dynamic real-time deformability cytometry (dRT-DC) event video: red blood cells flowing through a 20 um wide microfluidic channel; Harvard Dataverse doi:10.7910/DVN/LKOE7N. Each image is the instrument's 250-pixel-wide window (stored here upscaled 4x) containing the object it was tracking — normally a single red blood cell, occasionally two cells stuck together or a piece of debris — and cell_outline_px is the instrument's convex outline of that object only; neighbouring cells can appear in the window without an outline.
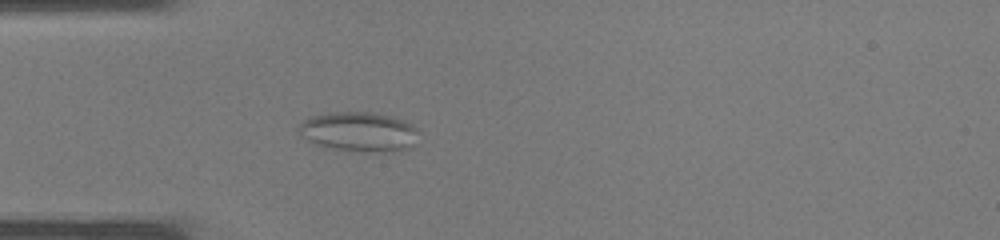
{"species": "common noctule bat (a hibernating species)", "species_latin": "Nyctalus noctula", "temperature_condition": "warm", "stored_images_in_passage": 36, "camera_frame_rate_fps": 3000, "um_per_image_px": 0.085, "animal": {"sex": "male", "body_mass_g": 19.0, "forearm_length_mm": 50.8}, "frame": {"image": 1, "passage_image": 10, "time_ms": 3.0, "image_size_px": [1000, 240], "cell_outline_px": [[416, 132], [408, 148], [392, 152], [348, 152], [328, 148], [316, 144], [308, 140], [296, 128], [304, 120], [312, 116], [332, 112], [372, 112], [392, 116], [404, 120], [412, 124], [416, 128]], "centroid_in_image_um": [30.47, 11.21], "position_along_channel_um": 54.5, "area_um2": 27.69}}
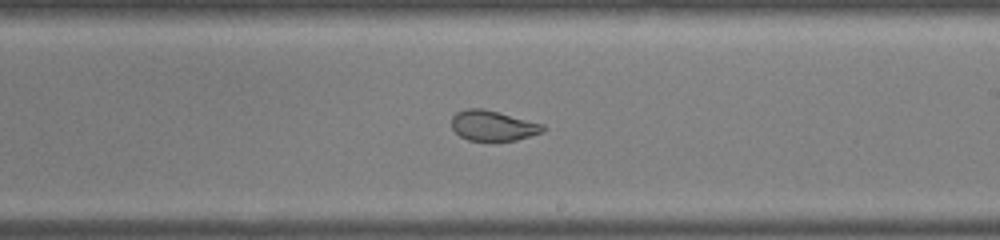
{"frame": {"image": 2, "passage_image": 21, "time_ms": 6.667, "image_size_px": [1000, 240], "cell_outline_px": [[544, 132], [516, 140], [468, 140], [460, 136], [452, 128], [452, 116], [456, 112], [468, 108], [484, 108], [544, 124]], "centroid_in_image_um": [41.9, 10.67], "position_along_channel_um": 247.1, "area_um2": 16.07}}
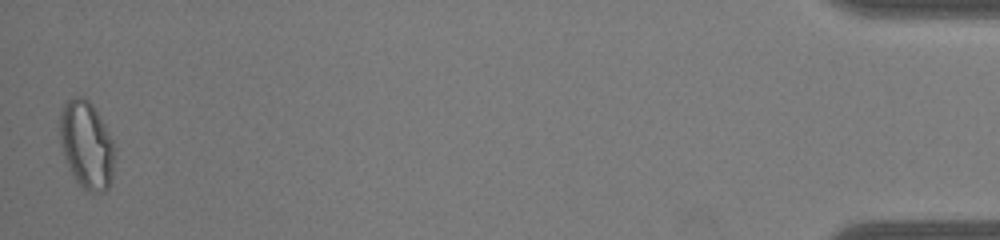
{"frame": {"image": 3, "passage_image": 36, "time_ms": 11.667, "image_size_px": [1000, 240], "cell_outline_px": [[112, 180], [108, 188], [104, 192], [88, 192], [76, 180], [68, 168], [60, 144], [60, 112], [64, 104], [68, 100], [76, 96], [84, 96], [92, 104], [104, 124], [112, 140]], "centroid_in_image_um": [7.32, 12.31], "position_along_channel_um": 427.9, "area_um2": 27.63}}